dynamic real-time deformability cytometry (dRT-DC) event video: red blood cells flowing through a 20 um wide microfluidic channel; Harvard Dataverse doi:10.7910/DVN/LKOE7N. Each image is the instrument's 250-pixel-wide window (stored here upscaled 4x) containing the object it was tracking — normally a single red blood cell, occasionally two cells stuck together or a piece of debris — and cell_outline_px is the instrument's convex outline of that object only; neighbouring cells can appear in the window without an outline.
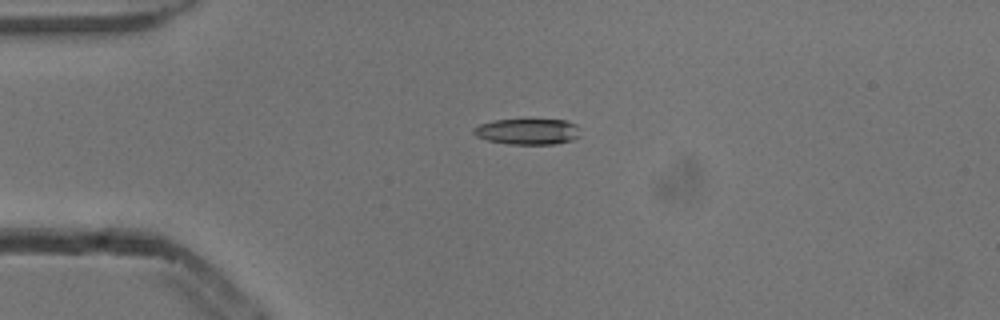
{"species": "common noctule bat (a hibernating species)", "species_latin": "Nyctalus noctula", "temperature_condition": "cold", "stored_images_in_passage": 2, "camera_frame_rate_fps": 3000, "um_per_image_px": 0.085, "animal": {"sex": "male", "body_mass_g": 13.3}, "frame": {"image": 1, "passage_image": 1, "time_ms": 0.0, "image_size_px": [1000, 320], "cell_outline_px": [[580, 136], [572, 140], [556, 144], [508, 144], [488, 140], [476, 136], [472, 132], [472, 128], [480, 124], [492, 120], [528, 116], [564, 120], [576, 124]], "centroid_in_image_um": [44.83, 11.12], "position_along_channel_um": 40.2, "area_um2": 17.11}}